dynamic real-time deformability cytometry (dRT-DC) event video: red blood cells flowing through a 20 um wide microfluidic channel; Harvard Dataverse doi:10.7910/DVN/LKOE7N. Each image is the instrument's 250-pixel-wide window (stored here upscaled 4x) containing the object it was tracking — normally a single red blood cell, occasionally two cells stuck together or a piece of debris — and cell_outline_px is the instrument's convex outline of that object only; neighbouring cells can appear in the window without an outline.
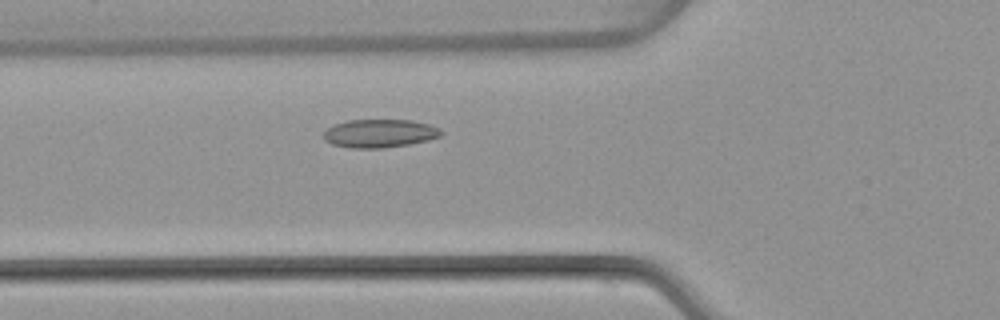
{"species": "common noctule bat (a hibernating species)", "species_latin": "Nyctalus noctula", "temperature_condition": "warm", "stored_images_in_passage": 45, "camera_frame_rate_fps": 3000, "um_per_image_px": 0.085, "animal": {"sex": "female", "body_mass_g": 22.7, "forearm_length_mm": 54.2}, "frame": {"image": 1, "passage_image": 12, "time_ms": 3.667, "image_size_px": [1000, 320], "cell_outline_px": [[444, 132], [440, 136], [428, 140], [408, 144], [384, 148], [348, 148], [332, 144], [324, 140], [320, 136], [328, 128], [336, 124], [348, 120], [412, 120], [428, 124], [440, 128]], "centroid_in_image_um": [32.25, 11.34], "position_along_channel_um": 93.6, "area_um2": 19.48}}
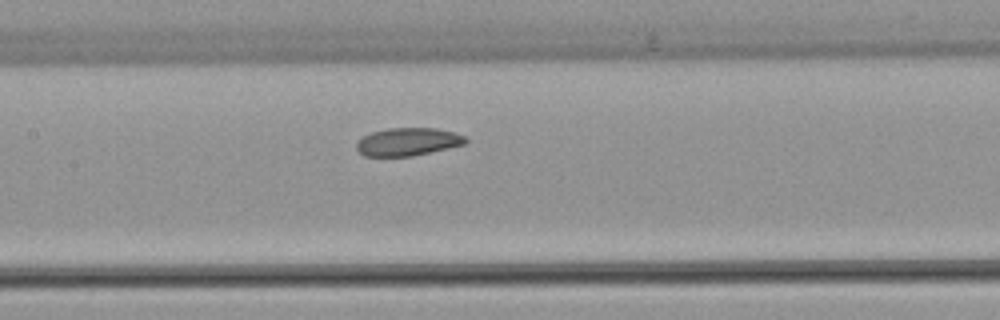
{"frame": {"image": 2, "passage_image": 18, "time_ms": 5.667, "image_size_px": [1000, 320], "cell_outline_px": [[468, 140], [464, 144], [448, 148], [412, 156], [364, 156], [356, 148], [356, 144], [364, 136], [372, 132], [388, 128], [436, 128], [452, 132], [464, 136]], "centroid_in_image_um": [34.66, 12.05], "position_along_channel_um": 172.7, "area_um2": 17.51}}
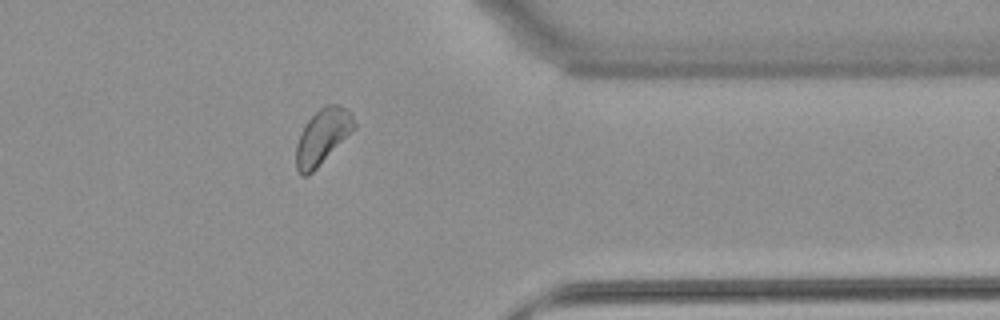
{"frame": {"image": 3, "passage_image": 35, "time_ms": 11.333, "image_size_px": [1000, 320], "cell_outline_px": [[356, 128], [308, 176], [300, 176], [296, 168], [296, 144], [304, 124], [324, 104], [340, 104], [348, 108], [352, 112], [356, 124]], "centroid_in_image_um": [27.43, 11.58], "position_along_channel_um": 384.0, "area_um2": 18.9}, "authors_computed_cell_mechanics": {"area_um2": 18.9006, "velocity_mm_per_s": 3.9498, "shape_relaxation_time_tau1_ms": 5.8959, "shape_relaxation_time_tau2_ms": 4.4401, "deformation_change_tau1": 0.071, "deformation_change_tau2": 0.0926}}